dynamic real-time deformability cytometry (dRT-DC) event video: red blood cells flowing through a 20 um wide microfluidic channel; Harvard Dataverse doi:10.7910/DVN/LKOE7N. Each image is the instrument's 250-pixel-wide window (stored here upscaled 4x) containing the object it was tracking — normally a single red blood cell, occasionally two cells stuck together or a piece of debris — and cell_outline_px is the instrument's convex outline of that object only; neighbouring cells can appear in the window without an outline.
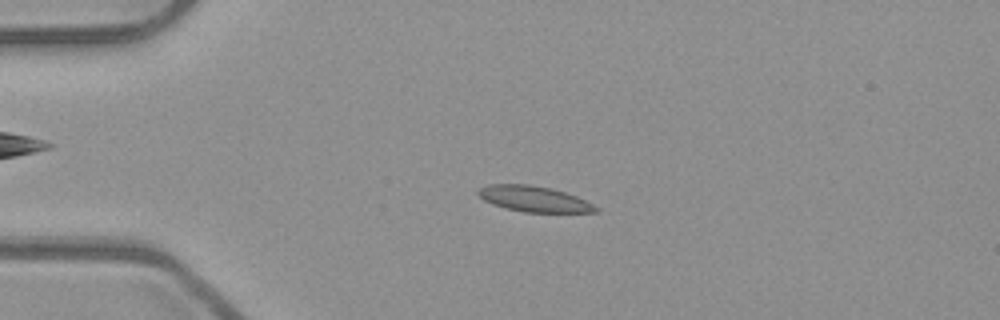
{"species": "common noctule bat (a hibernating species)", "species_latin": "Nyctalus noctula", "temperature_condition": "room temperature", "stored_images_in_passage": 44, "camera_frame_rate_fps": 3000, "um_per_image_px": 0.085, "animal": {"sex": "male", "body_mass_g": 23.1, "forearm_length_mm": 52.7}, "frame": {"image": 1, "passage_image": 4, "time_ms": 1.0, "image_size_px": [1000, 320], "cell_outline_px": [[600, 212], [524, 212], [504, 208], [492, 204], [484, 200], [476, 192], [476, 188], [488, 184], [528, 184], [552, 188], [576, 196], [600, 208]], "centroid_in_image_um": [45.35, 16.9], "position_along_channel_um": 39.6, "area_um2": 17.74}}
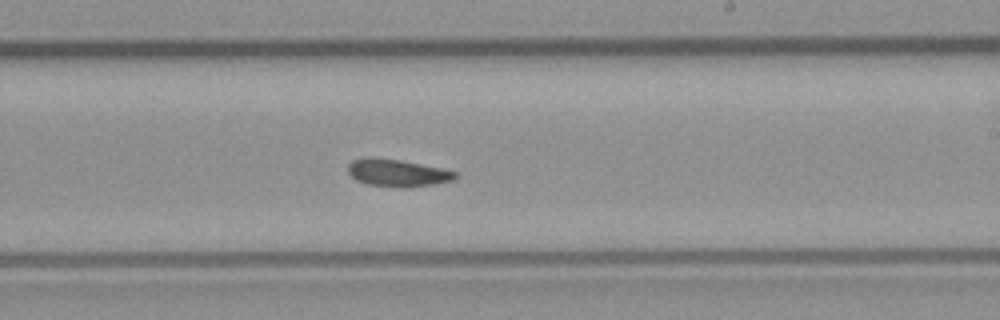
{"frame": {"image": 2, "passage_image": 23, "time_ms": 7.333, "image_size_px": [1000, 320], "cell_outline_px": [[456, 176], [452, 180], [432, 184], [404, 188], [368, 184], [356, 180], [348, 172], [348, 164], [352, 160], [364, 156], [372, 156], [400, 160], [444, 168], [456, 172]], "centroid_in_image_um": [33.73, 14.67], "position_along_channel_um": 255.3, "area_um2": 17.17}}
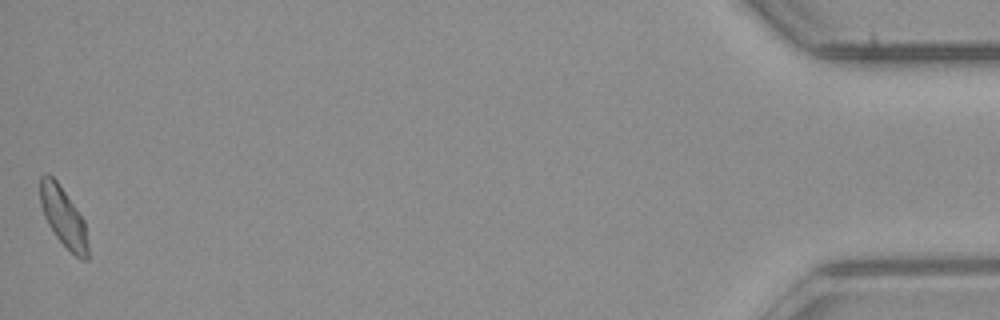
{"frame": {"image": 3, "passage_image": 44, "time_ms": 14.333, "image_size_px": [1000, 320], "cell_outline_px": [[88, 260], [80, 260], [56, 236], [48, 224], [44, 216], [40, 204], [40, 176], [48, 172], [56, 180], [76, 208], [84, 220], [88, 244]], "centroid_in_image_um": [5.38, 18.43], "position_along_channel_um": 429.8, "area_um2": 16.42}, "authors_computed_cell_mechanics": {"area_um2": 17.1377, "velocity_mm_per_s": 3.9141, "shape_relaxation_time_tau1_ms": 6.0237, "shape_relaxation_time_tau2_ms": 4.8331, "deformation_change_tau1": 0.1216, "deformation_change_tau2": 0.0923}}